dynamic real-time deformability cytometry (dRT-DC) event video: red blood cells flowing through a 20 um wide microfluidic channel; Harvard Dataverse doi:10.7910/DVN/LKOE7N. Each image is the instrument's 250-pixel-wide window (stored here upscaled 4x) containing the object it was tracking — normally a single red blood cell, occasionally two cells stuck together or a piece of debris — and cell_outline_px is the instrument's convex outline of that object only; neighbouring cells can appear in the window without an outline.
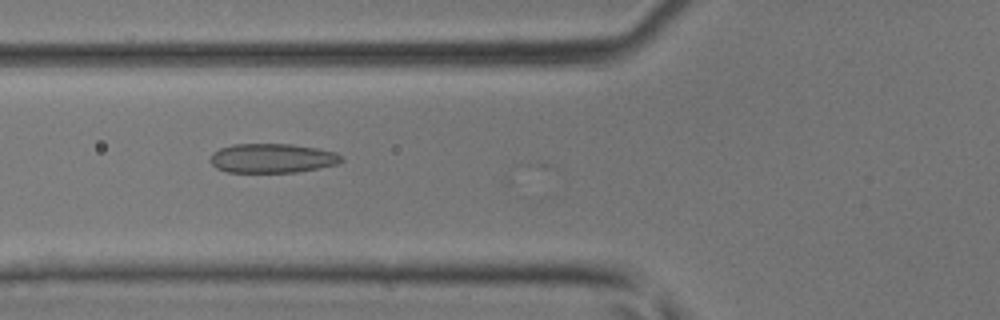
{"species": "common noctule bat (a hibernating species)", "species_latin": "Nyctalus noctula", "temperature_condition": "room temperature", "stored_images_in_passage": 10, "camera_frame_rate_fps": 3000, "um_per_image_px": 0.085, "animal": {"sex": "male", "body_mass_g": 17.9, "forearm_length_mm": 54.2}, "frame": {"image": 1, "passage_image": 7, "time_ms": 2.0, "image_size_px": [1000, 320], "cell_outline_px": [[344, 160], [336, 164], [296, 172], [228, 172], [216, 168], [208, 160], [212, 152], [220, 148], [232, 144], [292, 144], [316, 148], [336, 152], [344, 156]], "centroid_in_image_um": [23.12, 13.44], "position_along_channel_um": 102.7, "area_um2": 22.48}}
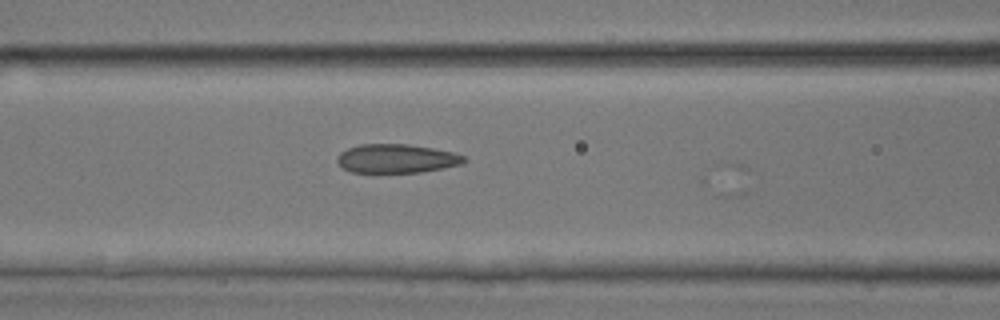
{"frame": {"image": 2, "passage_image": 9, "time_ms": 2.667, "image_size_px": [1000, 320], "cell_outline_px": [[468, 160], [460, 164], [444, 168], [420, 172], [352, 172], [344, 168], [336, 160], [336, 156], [340, 152], [348, 148], [360, 144], [408, 144], [432, 148], [452, 152], [464, 156]], "centroid_in_image_um": [33.7, 13.47], "position_along_channel_um": 132.9, "area_um2": 21.21}}